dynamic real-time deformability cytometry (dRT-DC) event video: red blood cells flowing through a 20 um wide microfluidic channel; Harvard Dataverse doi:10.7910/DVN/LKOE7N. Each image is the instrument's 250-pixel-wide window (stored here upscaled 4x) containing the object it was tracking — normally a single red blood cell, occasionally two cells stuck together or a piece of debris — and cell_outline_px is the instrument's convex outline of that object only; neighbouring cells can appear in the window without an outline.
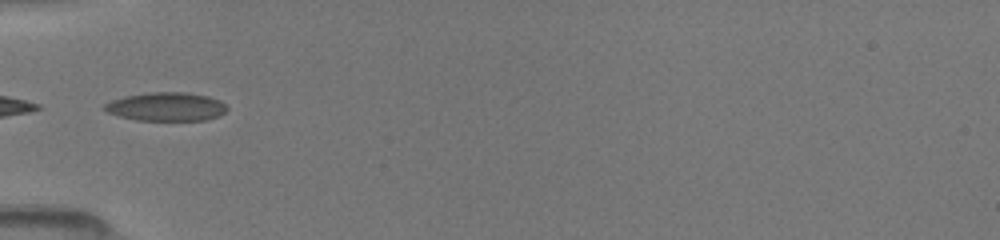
{"species": "common noctule bat (a hibernating species)", "species_latin": "Nyctalus noctula", "temperature_condition": "room temperature", "stored_images_in_passage": 9, "camera_frame_rate_fps": 3000, "um_per_image_px": 0.085, "animal": {"sex": "female", "body_mass_g": 19.5, "forearm_length_mm": 54.1}, "frame": {"image": 1, "passage_image": 9, "time_ms": 5.667, "image_size_px": [1000, 240], "cell_outline_px": [[228, 108], [220, 116], [208, 120], [136, 120], [120, 116], [108, 112], [104, 108], [104, 104], [112, 100], [124, 96], [148, 92], [188, 92], [208, 96], [220, 100]], "centroid_in_image_um": [14.16, 9.06], "position_along_channel_um": 70.8, "area_um2": 20.46}}